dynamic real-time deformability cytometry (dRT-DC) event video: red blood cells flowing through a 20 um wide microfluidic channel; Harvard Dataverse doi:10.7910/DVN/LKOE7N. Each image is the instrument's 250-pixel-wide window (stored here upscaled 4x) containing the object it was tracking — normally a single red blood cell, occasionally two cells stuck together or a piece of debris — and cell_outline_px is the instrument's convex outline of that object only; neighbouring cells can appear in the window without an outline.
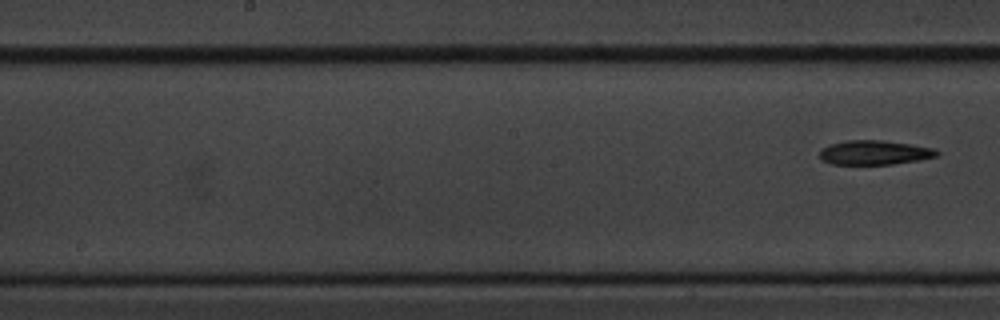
{"species": "common noctule bat (a hibernating species)", "species_latin": "Nyctalus noctula", "temperature_condition": "cold", "stored_images_in_passage": 8, "segment_of_instrument_passage": [2, 2], "camera_frame_rate_fps": 3000, "um_per_image_px": 0.085, "animal": {"sex": "male", "body_mass_g": 20.1, "forearm_length_mm": 53.5}, "frame": {"image": 1, "passage_image": 8, "time_ms": 9.333, "image_size_px": [1000, 320], "cell_outline_px": [[940, 152], [936, 156], [920, 160], [892, 164], [832, 164], [820, 160], [820, 148], [828, 144], [848, 140], [884, 140], [912, 144], [932, 148]], "centroid_in_image_um": [74.29, 12.96], "position_along_channel_um": 173.9, "area_um2": 16.76}}